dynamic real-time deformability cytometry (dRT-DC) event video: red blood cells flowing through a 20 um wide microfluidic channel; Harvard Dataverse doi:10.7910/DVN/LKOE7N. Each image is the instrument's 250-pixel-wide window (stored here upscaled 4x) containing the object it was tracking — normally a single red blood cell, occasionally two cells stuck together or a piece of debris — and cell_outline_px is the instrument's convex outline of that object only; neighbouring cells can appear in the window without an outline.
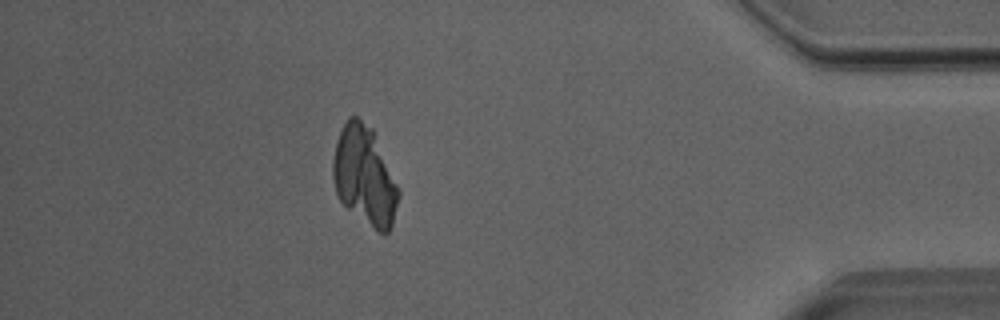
{"species": "Egyptian fruit bat (a non-hibernating species)", "species_latin": "Rousettus aegyptiacus", "temperature_condition": "room temperature", "stored_images_in_passage": 51, "camera_frame_rate_fps": 3000, "um_per_image_px": 0.085, "animal": {"sex": "male"}, "frame": {"image": 1, "passage_image": 45, "time_ms": 14.667, "image_size_px": [1000, 320], "cell_outline_px": [[400, 196], [392, 224], [388, 232], [380, 232], [348, 208], [340, 200], [336, 192], [332, 176], [332, 164], [336, 140], [348, 116], [356, 116], [372, 128], [400, 188]], "centroid_in_image_um": [31.0, 14.91], "position_along_channel_um": 404.2, "area_um2": 37.51}}